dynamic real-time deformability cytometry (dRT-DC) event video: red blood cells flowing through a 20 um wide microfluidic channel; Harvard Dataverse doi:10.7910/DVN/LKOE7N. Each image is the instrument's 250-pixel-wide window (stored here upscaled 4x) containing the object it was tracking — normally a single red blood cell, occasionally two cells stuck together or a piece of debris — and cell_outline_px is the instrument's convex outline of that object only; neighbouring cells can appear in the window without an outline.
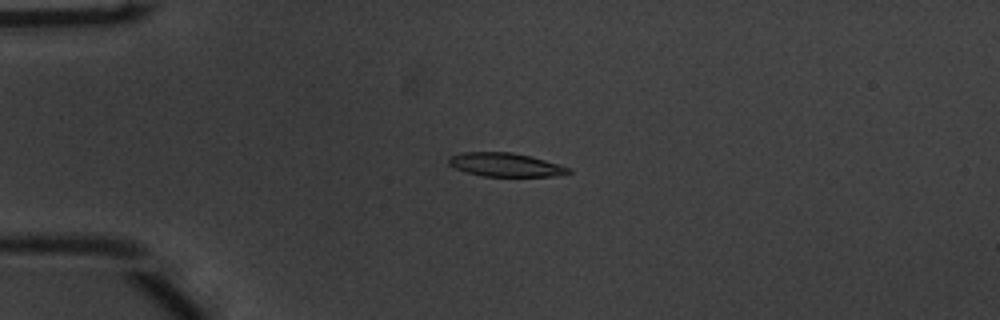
{"species": "common noctule bat (a hibernating species)", "species_latin": "Nyctalus noctula", "temperature_condition": "warm", "stored_images_in_passage": 54, "camera_frame_rate_fps": 3000, "um_per_image_px": 0.085, "animal": {"sex": "male", "body_mass_g": 20.1, "forearm_length_mm": 53.5}, "frame": {"image": 1, "passage_image": 14, "time_ms": 4.333, "image_size_px": [1000, 320], "cell_outline_px": [[572, 172], [552, 176], [484, 176], [468, 172], [456, 168], [448, 164], [448, 160], [452, 156], [464, 152], [512, 152], [532, 156], [572, 168]], "centroid_in_image_um": [43.01, 14.0], "position_along_channel_um": 42.0, "area_um2": 16.36}}
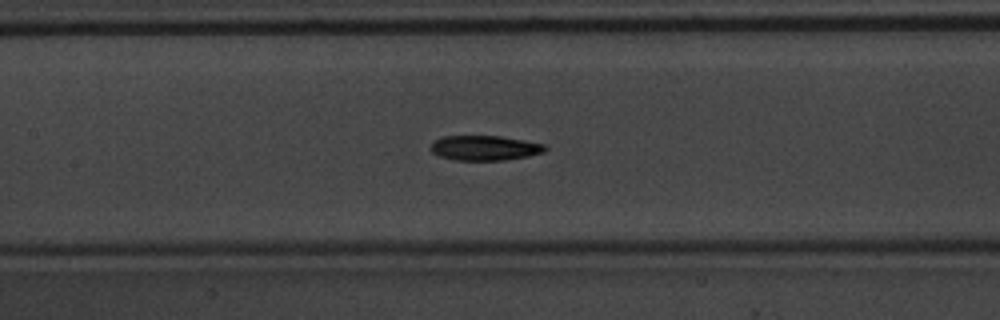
{"frame": {"image": 2, "passage_image": 26, "time_ms": 8.333, "image_size_px": [1000, 320], "cell_outline_px": [[548, 148], [544, 152], [528, 156], [504, 160], [456, 160], [440, 156], [432, 152], [432, 140], [440, 136], [500, 136], [524, 140], [544, 144]], "centroid_in_image_um": [41.2, 12.57], "position_along_channel_um": 166.2, "area_um2": 16.59}}
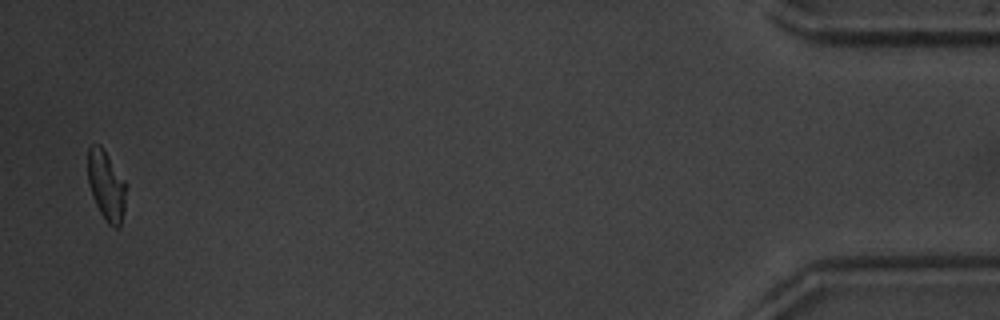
{"frame": {"image": 3, "passage_image": 53, "time_ms": 17.333, "image_size_px": [1000, 320], "cell_outline_px": [[128, 188], [124, 212], [120, 228], [112, 228], [104, 220], [92, 196], [88, 184], [88, 148], [92, 144], [100, 144], [128, 184]], "centroid_in_image_um": [9.07, 15.81], "position_along_channel_um": 426.1, "area_um2": 16.07}, "authors_computed_cell_mechanics": {"area_um2": 16.5886, "velocity_mm_per_s": 3.8053, "shape_relaxation_time_tau1_ms": 4.3005, "shape_relaxation_time_tau2_ms": 5.5242, "deformation_change_tau1": 0.1656, "deformation_change_tau2": 0.1336}}